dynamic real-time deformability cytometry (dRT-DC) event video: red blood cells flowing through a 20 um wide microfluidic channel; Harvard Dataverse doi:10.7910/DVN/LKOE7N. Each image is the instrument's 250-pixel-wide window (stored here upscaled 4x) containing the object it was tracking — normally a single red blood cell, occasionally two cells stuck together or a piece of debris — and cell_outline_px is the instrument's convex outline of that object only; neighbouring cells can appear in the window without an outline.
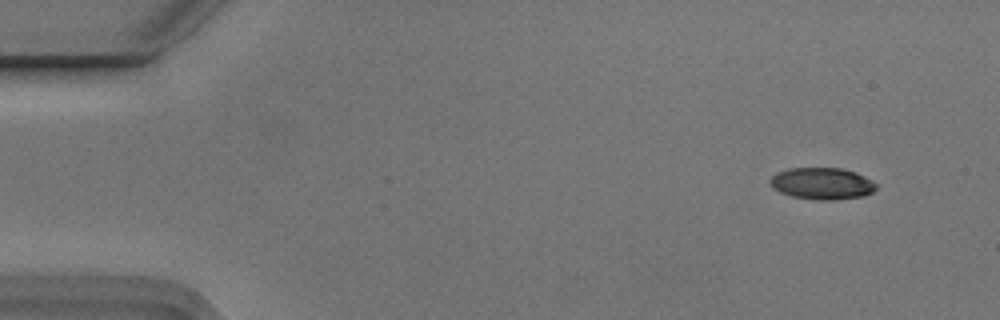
{"species": "Egyptian fruit bat (a non-hibernating species)", "species_latin": "Rousettus aegyptiacus", "temperature_condition": "cold", "stored_images_in_passage": 4, "camera_frame_rate_fps": 3000, "um_per_image_px": 0.085, "animal": {"sex": "male"}, "frame": {"image": 1, "passage_image": 1, "time_ms": 0.0, "image_size_px": [1000, 320], "cell_outline_px": [[876, 188], [872, 192], [864, 196], [836, 200], [820, 200], [792, 196], [780, 192], [772, 188], [768, 180], [776, 172], [788, 168], [840, 168], [856, 172], [872, 180], [876, 184]], "centroid_in_image_um": [69.86, 15.6], "position_along_channel_um": 15.1, "area_um2": 19.77}}
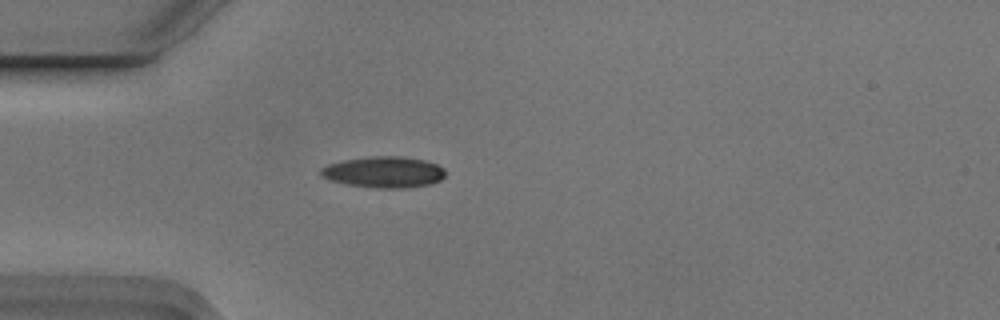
{"frame": {"image": 2, "passage_image": 4, "time_ms": 1.0, "image_size_px": [1000, 320], "cell_outline_px": [[444, 176], [440, 180], [432, 184], [404, 188], [376, 188], [348, 184], [332, 180], [320, 176], [320, 168], [328, 164], [344, 160], [368, 156], [400, 156], [424, 160], [436, 164], [444, 168]], "centroid_in_image_um": [32.63, 14.62], "position_along_channel_um": 52.4, "area_um2": 22.6}}